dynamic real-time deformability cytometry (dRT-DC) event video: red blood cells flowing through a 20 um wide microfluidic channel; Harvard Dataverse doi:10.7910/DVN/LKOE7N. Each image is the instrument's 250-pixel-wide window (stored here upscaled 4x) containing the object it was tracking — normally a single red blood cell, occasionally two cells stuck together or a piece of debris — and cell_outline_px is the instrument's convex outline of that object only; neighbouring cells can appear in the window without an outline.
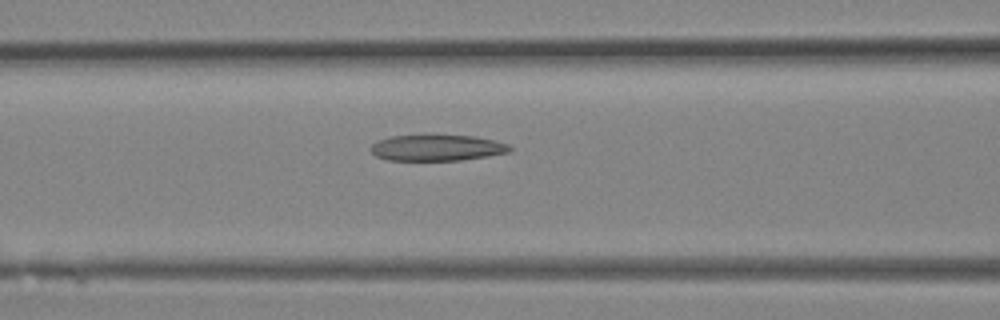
{"species": "Egyptian fruit bat (a non-hibernating species)", "species_latin": "Rousettus aegyptiacus", "temperature_condition": "room temperature", "stored_images_in_passage": 16, "camera_frame_rate_fps": 3000, "um_per_image_px": 0.085, "animal": {"sex": "female"}, "frame": {"image": 1, "passage_image": 12, "time_ms": 3.667, "image_size_px": [1000, 320], "cell_outline_px": [[512, 152], [488, 156], [460, 160], [388, 160], [376, 156], [372, 152], [372, 144], [376, 140], [392, 136], [476, 136], [496, 140], [508, 144], [512, 148]], "centroid_in_image_um": [37.19, 12.57], "position_along_channel_um": 129.4, "area_um2": 20.98}}
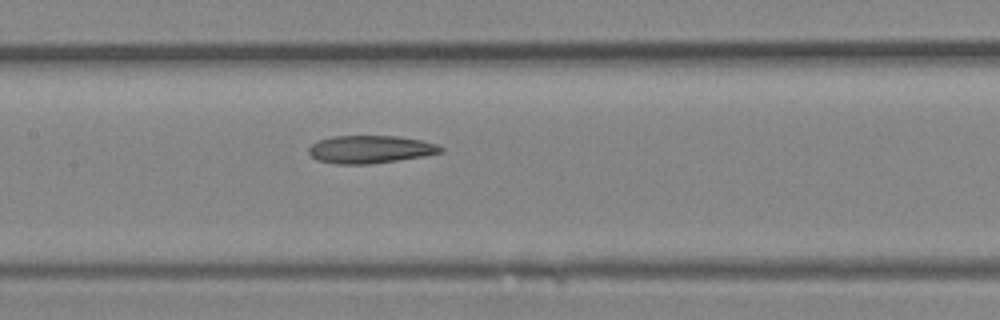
{"frame": {"image": 2, "passage_image": 14, "time_ms": 4.333, "image_size_px": [1000, 320], "cell_outline_px": [[444, 152], [424, 156], [368, 164], [336, 164], [316, 160], [308, 152], [308, 148], [312, 144], [320, 140], [332, 136], [396, 136], [420, 140], [436, 144], [444, 148]], "centroid_in_image_um": [31.46, 12.7], "position_along_channel_um": 175.9, "area_um2": 21.27}}
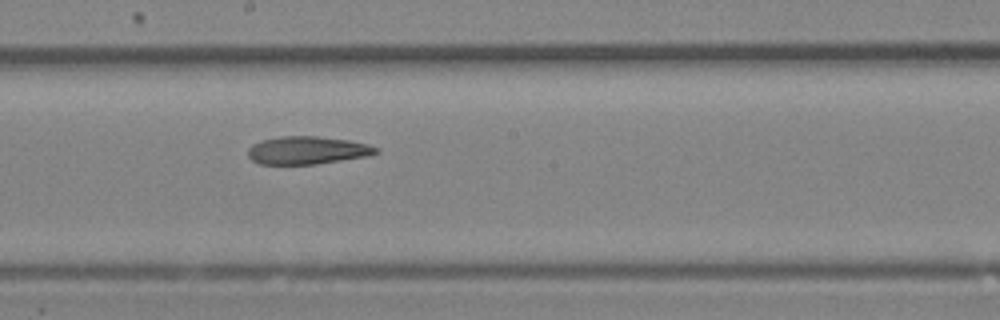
{"frame": {"image": 3, "passage_image": 16, "time_ms": 5.0, "image_size_px": [1000, 320], "cell_outline_px": [[380, 152], [368, 156], [316, 164], [260, 164], [252, 160], [248, 156], [248, 148], [252, 144], [264, 140], [280, 136], [316, 136], [348, 140], [368, 144], [380, 148]], "centroid_in_image_um": [26.15, 12.77], "position_along_channel_um": 222.1, "area_um2": 20.81}}